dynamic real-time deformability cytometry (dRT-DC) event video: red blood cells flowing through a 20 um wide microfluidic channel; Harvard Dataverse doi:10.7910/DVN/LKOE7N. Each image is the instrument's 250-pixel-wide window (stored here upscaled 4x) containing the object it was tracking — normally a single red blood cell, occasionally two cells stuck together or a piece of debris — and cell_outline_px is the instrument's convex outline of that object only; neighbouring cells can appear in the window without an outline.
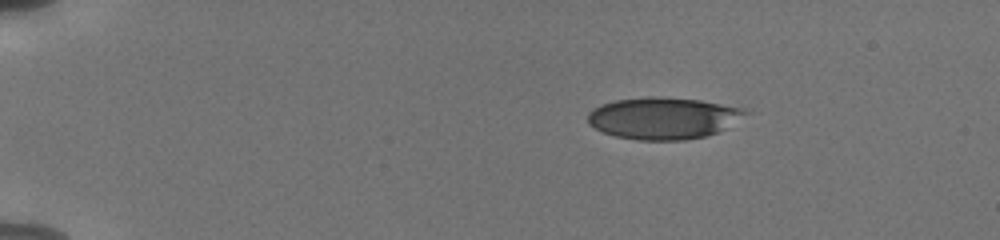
{"species": "human", "species_latin": "Homo sapiens", "temperature_condition": "cold", "stored_images_in_passage": 46, "camera_frame_rate_fps": 3000, "um_per_image_px": 0.085, "donor": {"sex": "male"}, "frame": {"image": 1, "passage_image": 1, "time_ms": 0.0, "image_size_px": [1000, 240], "cell_outline_px": [[756, 112], [716, 132], [704, 136], [684, 140], [640, 140], [616, 136], [604, 132], [588, 124], [588, 112], [600, 104], [616, 100], [652, 96], [700, 100], [744, 108]], "centroid_in_image_um": [56.43, 10.03], "position_along_channel_um": 28.6, "area_um2": 38.44}}
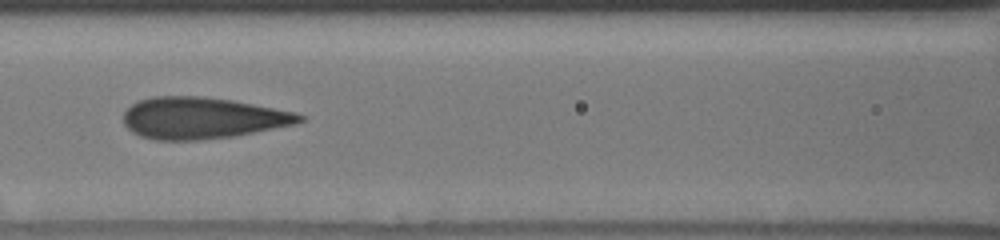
{"frame": {"image": 2, "passage_image": 18, "time_ms": 5.667, "image_size_px": [1000, 240], "cell_outline_px": [[304, 120], [296, 124], [236, 136], [200, 140], [156, 140], [140, 136], [132, 132], [124, 124], [124, 112], [136, 100], [152, 96], [204, 96], [232, 100], [292, 112], [304, 116]], "centroid_in_image_um": [17.15, 10.03], "position_along_channel_um": 149.4, "area_um2": 42.66}}
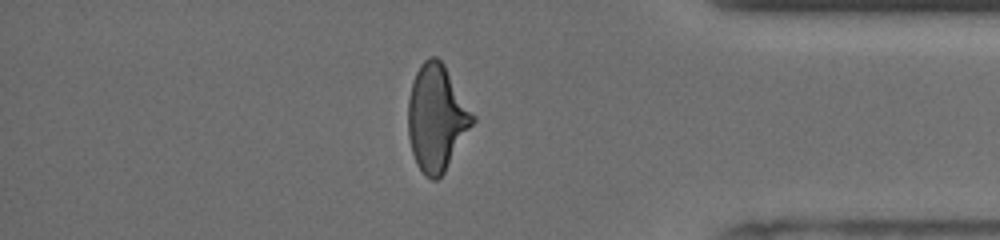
{"frame": {"image": 3, "passage_image": 39, "time_ms": 12.667, "image_size_px": [1000, 240], "cell_outline_px": [[476, 120], [444, 172], [436, 180], [432, 180], [424, 176], [416, 164], [412, 152], [408, 136], [408, 100], [412, 84], [416, 72], [420, 64], [428, 56], [436, 56], [444, 64], [476, 116]], "centroid_in_image_um": [37.11, 10.02], "position_along_channel_um": 398.1, "area_um2": 40.11}, "authors_computed_cell_mechanics": {"area_um2": 41.3559, "velocity_mm_per_s": 3.8132, "shape_relaxation_time_tau1_ms": 5.7532, "shape_relaxation_time_tau2_ms": 0.9606, "deformation_change_tau1": 0.1623, "deformation_change_tau2": 0.0909}}